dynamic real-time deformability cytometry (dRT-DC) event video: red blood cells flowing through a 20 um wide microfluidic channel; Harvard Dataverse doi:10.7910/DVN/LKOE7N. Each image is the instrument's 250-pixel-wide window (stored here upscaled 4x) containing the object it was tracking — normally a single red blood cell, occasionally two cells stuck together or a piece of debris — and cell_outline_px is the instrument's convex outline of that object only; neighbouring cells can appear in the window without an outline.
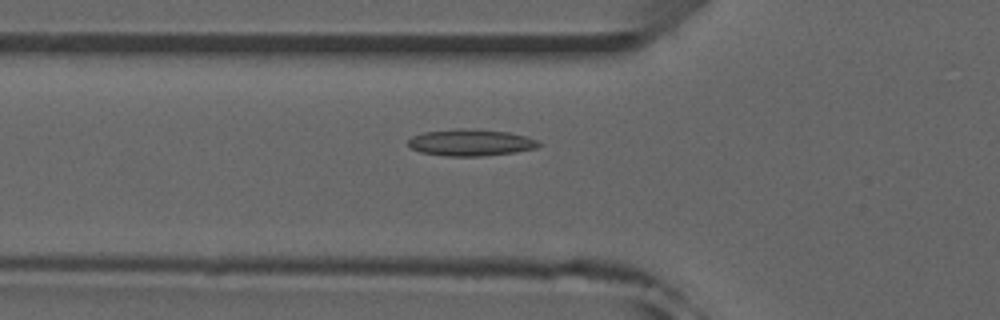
{"species": "common noctule bat (a hibernating species)", "species_latin": "Nyctalus noctula", "temperature_condition": "room temperature", "stored_images_in_passage": 42, "camera_frame_rate_fps": 3000, "um_per_image_px": 0.085, "animal": {"sex": "male", "forearm_length_mm": 52.5}, "frame": {"image": 1, "passage_image": 18, "time_ms": 5.667, "image_size_px": [1000, 320], "cell_outline_px": [[540, 144], [536, 148], [512, 152], [480, 156], [444, 156], [420, 152], [412, 148], [408, 144], [408, 140], [412, 136], [424, 132], [460, 128], [472, 128], [508, 132], [540, 140]], "centroid_in_image_um": [39.99, 12.11], "position_along_channel_um": 85.8, "area_um2": 20.23}}